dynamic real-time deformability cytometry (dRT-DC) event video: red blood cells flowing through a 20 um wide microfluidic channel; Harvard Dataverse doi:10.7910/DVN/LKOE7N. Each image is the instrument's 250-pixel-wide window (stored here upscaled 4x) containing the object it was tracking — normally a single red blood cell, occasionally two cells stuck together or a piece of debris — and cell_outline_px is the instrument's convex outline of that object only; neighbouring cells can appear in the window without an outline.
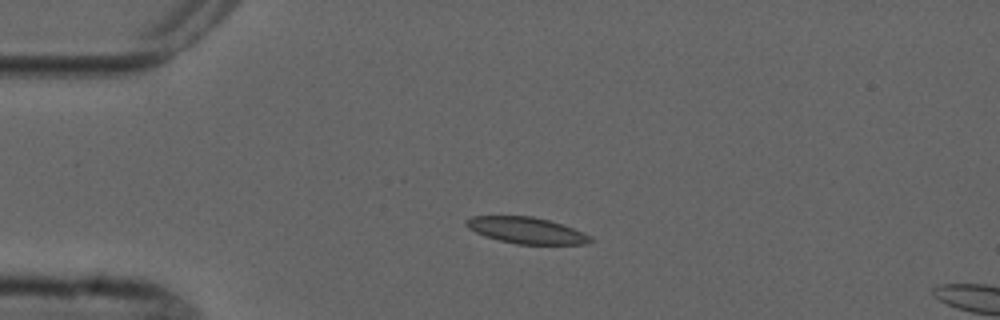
{"species": "common noctule bat (a hibernating species)", "species_latin": "Nyctalus noctula", "temperature_condition": "cold", "stored_images_in_passage": 4, "camera_frame_rate_fps": 3000, "um_per_image_px": 0.085, "animal": {"sex": "male", "forearm_length_mm": 52.5}, "frame": {"image": 1, "passage_image": 2, "time_ms": 2.0, "image_size_px": [1000, 320], "cell_outline_px": [[592, 240], [584, 244], [516, 244], [484, 236], [468, 228], [464, 224], [464, 220], [472, 216], [532, 216], [548, 220], [584, 232], [592, 236]], "centroid_in_image_um": [44.71, 19.58], "position_along_channel_um": 40.3, "area_um2": 18.96}}